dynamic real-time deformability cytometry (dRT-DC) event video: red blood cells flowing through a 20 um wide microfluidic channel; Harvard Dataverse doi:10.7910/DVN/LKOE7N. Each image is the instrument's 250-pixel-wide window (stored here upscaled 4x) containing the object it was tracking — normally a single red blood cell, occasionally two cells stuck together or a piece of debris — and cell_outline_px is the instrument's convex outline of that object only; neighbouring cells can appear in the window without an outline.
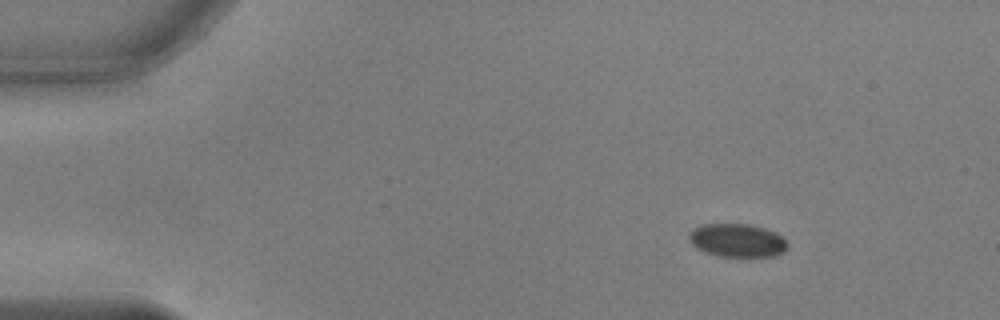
{"species": "common noctule bat (a hibernating species)", "species_latin": "Nyctalus noctula", "temperature_condition": "warm", "stored_images_in_passage": 47, "camera_frame_rate_fps": 3000, "um_per_image_px": 0.085, "animal": {"sex": "male", "body_mass_g": 17.9, "forearm_length_mm": 54.2}, "frame": {"image": 1, "passage_image": 1, "time_ms": 0.0, "image_size_px": [1000, 320], "cell_outline_px": [[788, 248], [784, 252], [772, 256], [716, 256], [696, 248], [688, 240], [688, 236], [696, 228], [704, 224], [748, 224], [764, 228], [776, 232], [788, 244]], "centroid_in_image_um": [62.67, 20.44], "position_along_channel_um": 22.3, "area_um2": 18.96}}
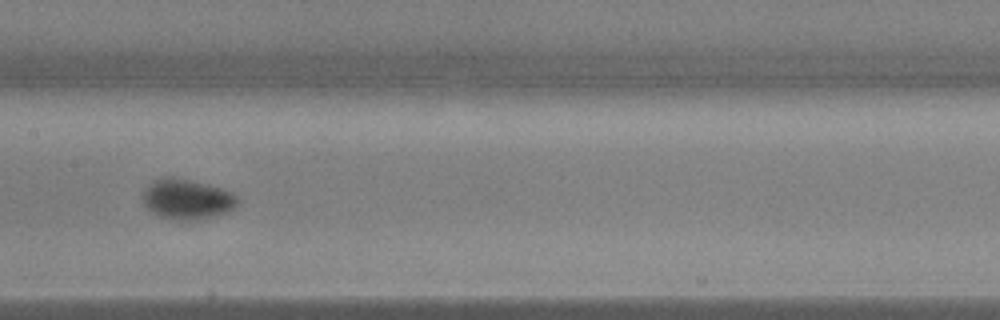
{"frame": {"image": 2, "passage_image": 21, "time_ms": 6.667, "image_size_px": [1000, 320], "cell_outline_px": [[236, 208], [228, 212], [192, 220], [184, 220], [160, 216], [152, 212], [144, 204], [144, 192], [148, 184], [152, 180], [164, 176], [172, 176], [208, 184], [232, 192], [236, 196]], "centroid_in_image_um": [15.88, 16.9], "position_along_channel_um": 191.5, "area_um2": 21.91}}
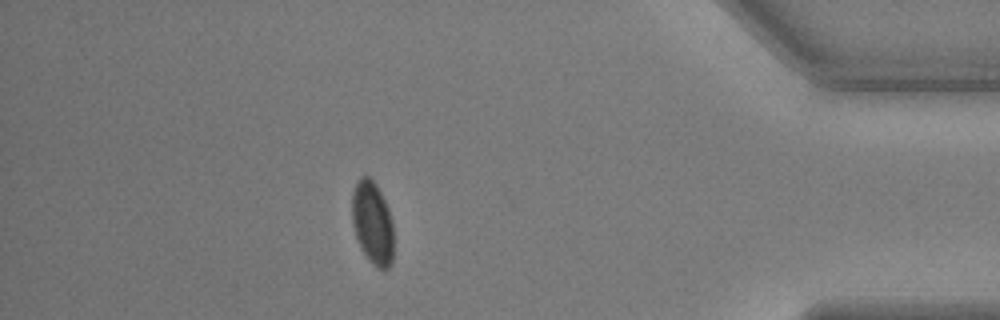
{"frame": {"image": 3, "passage_image": 41, "time_ms": 13.333, "image_size_px": [1000, 320], "cell_outline_px": [[392, 264], [384, 272], [376, 268], [368, 260], [360, 248], [352, 224], [352, 192], [356, 180], [360, 176], [368, 176], [376, 184], [388, 208], [392, 220]], "centroid_in_image_um": [31.64, 18.97], "position_along_channel_um": 403.6, "area_um2": 20.4}, "authors_computed_cell_mechanics": {"area_um2": 20.3456, "velocity_mm_per_s": 3.7958, "shape_relaxation_time_tau1_ms": 2.5643, "shape_relaxation_time_tau2_ms": null, "deformation_change_tau1": 0.0702, "deformation_change_tau2": null}}